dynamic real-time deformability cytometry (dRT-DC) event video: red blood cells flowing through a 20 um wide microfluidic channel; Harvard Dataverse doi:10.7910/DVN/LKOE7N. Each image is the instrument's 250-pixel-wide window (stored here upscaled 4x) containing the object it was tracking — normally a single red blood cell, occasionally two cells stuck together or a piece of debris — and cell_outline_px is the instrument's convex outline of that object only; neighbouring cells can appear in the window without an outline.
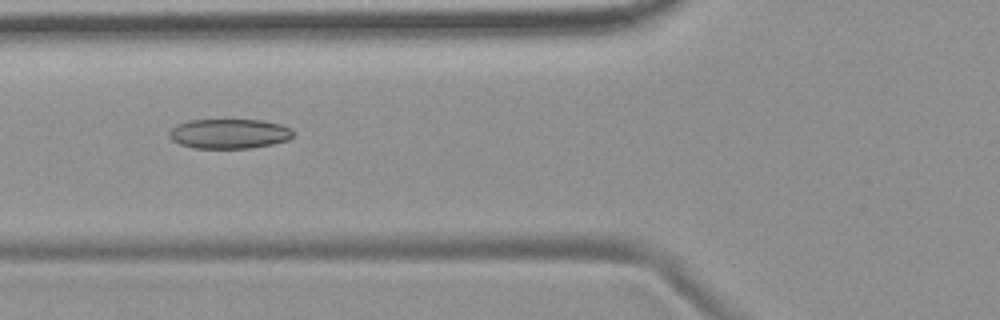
{"species": "common noctule bat (a hibernating species)", "species_latin": "Nyctalus noctula", "temperature_condition": "room temperature", "stored_images_in_passage": 6, "camera_frame_rate_fps": 3000, "um_per_image_px": 0.085, "animal": {"sex": "female", "body_mass_g": 19.9}, "frame": {"image": 1, "passage_image": 3, "time_ms": 2.333, "image_size_px": [1000, 320], "cell_outline_px": [[296, 132], [288, 140], [272, 144], [252, 148], [192, 148], [180, 144], [172, 140], [168, 136], [168, 132], [176, 124], [188, 120], [264, 120], [280, 124], [292, 128]], "centroid_in_image_um": [19.49, 11.36], "position_along_channel_um": 106.3, "area_um2": 21.73}}
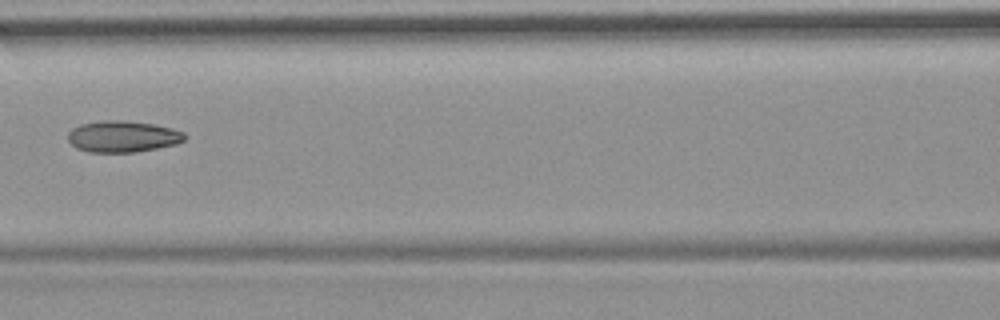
{"frame": {"image": 2, "passage_image": 4, "time_ms": 3.667, "image_size_px": [1000, 320], "cell_outline_px": [[184, 140], [176, 144], [136, 152], [88, 152], [76, 148], [68, 140], [68, 132], [72, 128], [80, 124], [100, 120], [120, 120], [152, 124], [172, 128], [184, 132]], "centroid_in_image_um": [10.39, 11.6], "position_along_channel_um": 156.2, "area_um2": 21.33}}
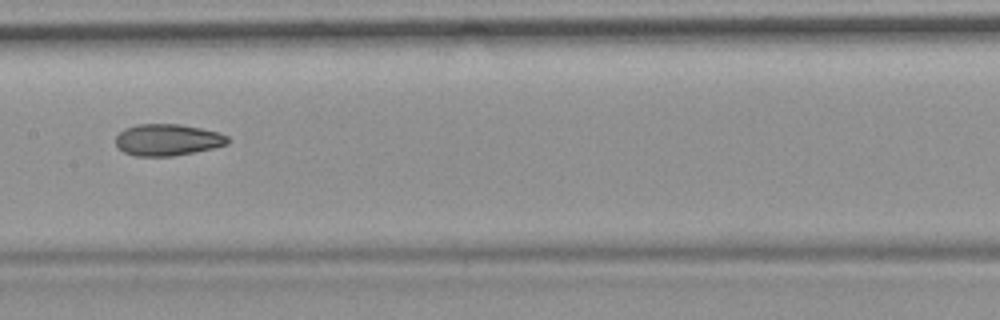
{"frame": {"image": 3, "passage_image": 5, "time_ms": 4.667, "image_size_px": [1000, 320], "cell_outline_px": [[228, 144], [212, 148], [172, 156], [136, 156], [124, 152], [116, 144], [116, 136], [124, 128], [136, 124], [180, 124], [220, 132], [228, 136]], "centroid_in_image_um": [14.23, 11.87], "position_along_channel_um": 193.2, "area_um2": 20.58}}